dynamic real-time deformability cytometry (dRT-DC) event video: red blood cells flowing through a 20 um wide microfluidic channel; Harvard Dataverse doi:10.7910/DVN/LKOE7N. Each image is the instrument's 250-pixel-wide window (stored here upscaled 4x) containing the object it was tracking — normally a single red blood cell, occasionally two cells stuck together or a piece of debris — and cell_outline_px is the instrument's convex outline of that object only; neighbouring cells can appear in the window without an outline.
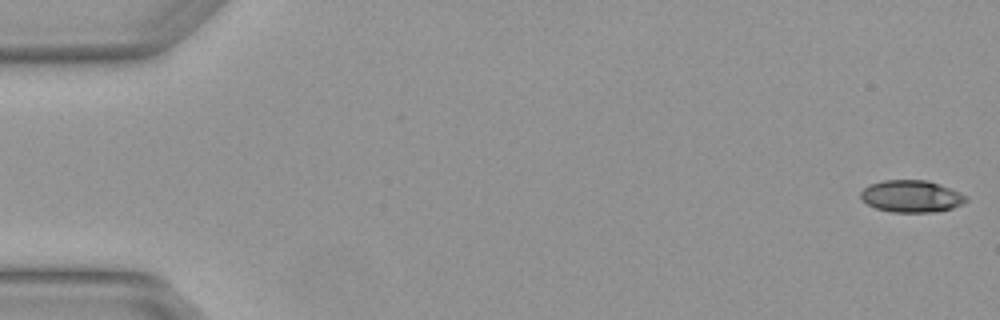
{"species": "Egyptian fruit bat (a non-hibernating species)", "species_latin": "Rousettus aegyptiacus", "temperature_condition": "warm", "stored_images_in_passage": 5, "camera_frame_rate_fps": 3000, "um_per_image_px": 0.085, "animal": {"sex": "female"}, "frame": {"image": 1, "passage_image": 1, "time_ms": 0.0, "image_size_px": [1000, 320], "cell_outline_px": [[968, 200], [952, 208], [932, 212], [892, 212], [876, 208], [868, 204], [860, 196], [860, 192], [868, 184], [884, 180], [928, 180], [968, 196]], "centroid_in_image_um": [77.44, 16.68], "position_along_channel_um": 7.6, "area_um2": 19.48}}
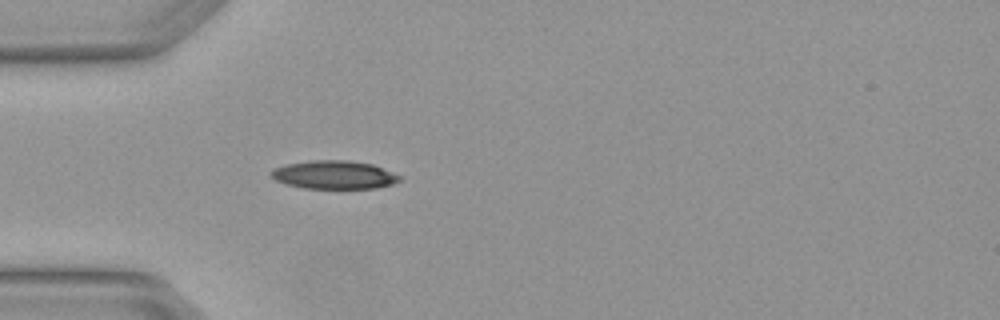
{"frame": {"image": 2, "passage_image": 5, "time_ms": 1.333, "image_size_px": [1000, 320], "cell_outline_px": [[400, 180], [392, 184], [376, 188], [304, 188], [288, 184], [276, 180], [268, 172], [272, 168], [284, 164], [312, 160], [348, 160], [372, 164], [400, 176]], "centroid_in_image_um": [28.35, 14.85], "position_along_channel_um": 56.7, "area_um2": 21.1}}